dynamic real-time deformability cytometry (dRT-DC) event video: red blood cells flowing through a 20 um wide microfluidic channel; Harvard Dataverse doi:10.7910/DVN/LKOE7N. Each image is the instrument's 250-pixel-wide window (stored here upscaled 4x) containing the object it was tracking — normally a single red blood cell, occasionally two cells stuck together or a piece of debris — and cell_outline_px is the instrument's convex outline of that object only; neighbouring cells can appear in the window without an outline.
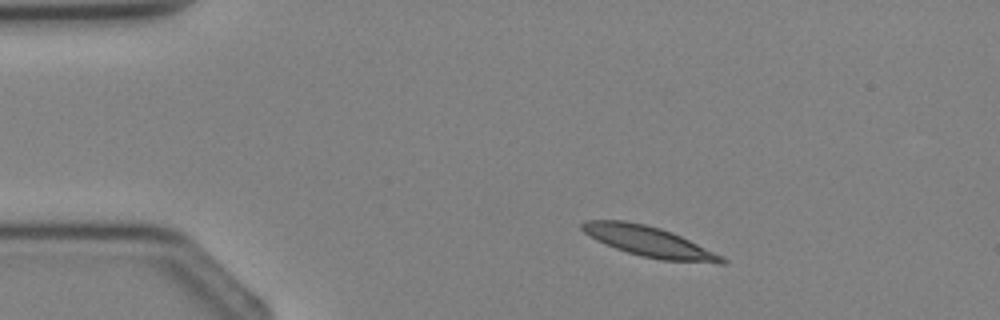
{"species": "Egyptian fruit bat (a non-hibernating species)", "species_latin": "Rousettus aegyptiacus", "temperature_condition": "cold", "stored_images_in_passage": 2, "camera_frame_rate_fps": 3000, "um_per_image_px": 0.085, "animal": {"sex": "female"}, "frame": {"image": 1, "passage_image": 1, "time_ms": 0.0, "image_size_px": [1000, 320], "cell_outline_px": [[728, 260], [724, 264], [720, 264], [660, 260], [640, 256], [616, 248], [596, 240], [584, 232], [580, 228], [580, 224], [584, 220], [624, 220], [644, 224], [660, 228], [672, 232], [724, 256]], "centroid_in_image_um": [55.2, 20.54], "position_along_channel_um": 29.8, "area_um2": 24.85}}